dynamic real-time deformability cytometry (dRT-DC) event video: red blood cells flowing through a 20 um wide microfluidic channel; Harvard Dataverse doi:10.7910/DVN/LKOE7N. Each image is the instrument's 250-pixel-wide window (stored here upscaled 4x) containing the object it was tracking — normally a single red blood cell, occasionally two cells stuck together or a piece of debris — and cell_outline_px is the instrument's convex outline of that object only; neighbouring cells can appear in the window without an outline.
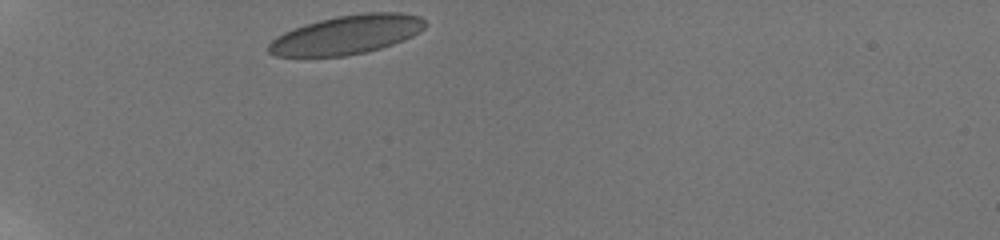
{"species": "human", "species_latin": "Homo sapiens", "temperature_condition": "room temperature", "stored_images_in_passage": 17, "camera_frame_rate_fps": 3000, "um_per_image_px": 0.085, "donor": {"sex": "male"}, "frame": {"image": 1, "passage_image": 1, "time_ms": 0.0, "image_size_px": [1000, 240], "cell_outline_px": [[428, 24], [424, 28], [412, 36], [404, 40], [380, 48], [364, 52], [344, 56], [276, 56], [268, 52], [268, 44], [276, 36], [284, 32], [304, 24], [336, 16], [364, 12], [400, 12], [420, 16]], "centroid_in_image_um": [29.48, 2.94], "position_along_channel_um": 55.5, "area_um2": 35.49}}
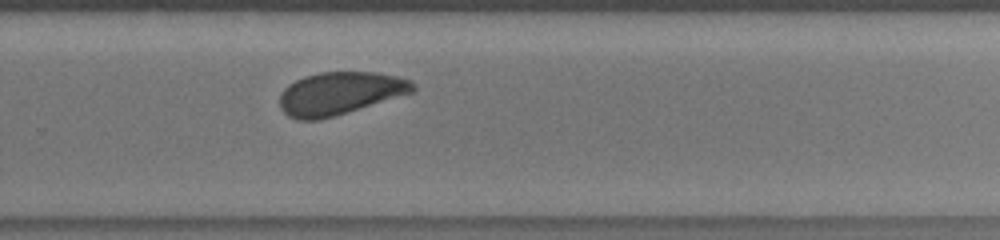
{"frame": {"image": 2, "passage_image": 17, "time_ms": 7.333, "image_size_px": [1000, 240], "cell_outline_px": [[416, 92], [336, 116], [320, 120], [296, 120], [288, 116], [280, 108], [280, 92], [288, 84], [304, 76], [320, 72], [376, 72], [396, 76], [412, 80], [416, 88]], "centroid_in_image_um": [28.91, 7.94], "position_along_channel_um": 300.9, "area_um2": 33.7}}